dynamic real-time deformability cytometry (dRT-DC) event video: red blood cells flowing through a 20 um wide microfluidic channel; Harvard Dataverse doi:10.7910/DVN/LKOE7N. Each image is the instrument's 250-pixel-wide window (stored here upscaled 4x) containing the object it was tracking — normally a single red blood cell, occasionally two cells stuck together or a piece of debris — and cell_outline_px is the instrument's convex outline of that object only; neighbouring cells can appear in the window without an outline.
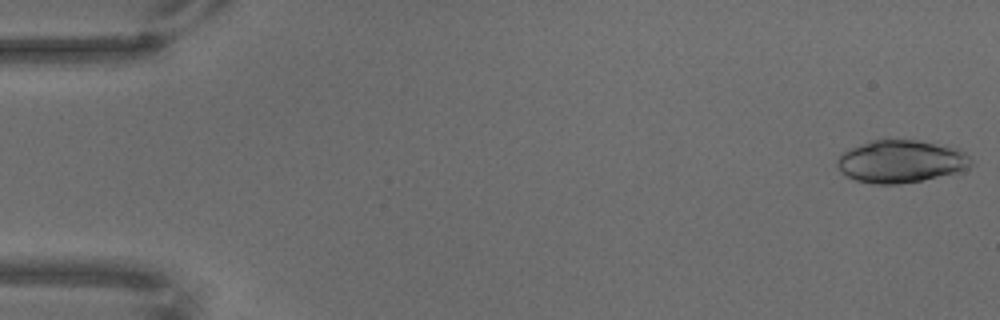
{"species": "common noctule bat (a hibernating species)", "species_latin": "Nyctalus noctula", "temperature_condition": "warm", "stored_images_in_passage": 67, "camera_frame_rate_fps": 3000, "um_per_image_px": 0.085, "animal": {"sex": "male", "body_mass_g": 18.8}, "frame": {"image": 1, "passage_image": 1, "time_ms": 0.0, "image_size_px": [1000, 320], "cell_outline_px": [[972, 164], [968, 168], [920, 180], [896, 184], [872, 184], [856, 180], [840, 172], [836, 164], [836, 160], [844, 152], [852, 148], [872, 140], [916, 140], [960, 148], [972, 160]], "centroid_in_image_um": [76.56, 13.71], "position_along_channel_um": 8.4, "area_um2": 32.71}}
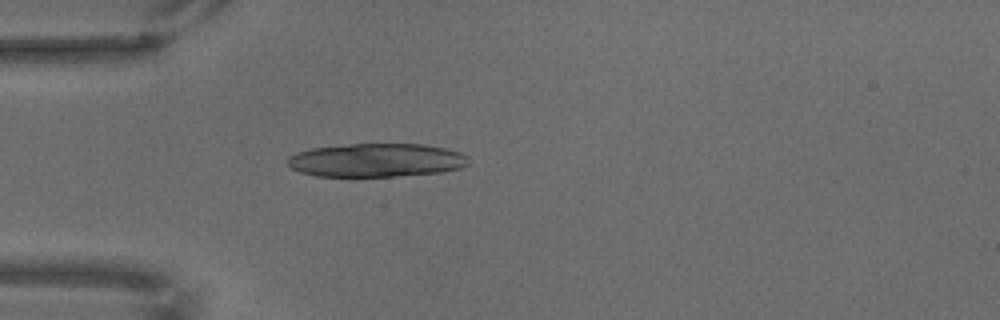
{"frame": {"image": 2, "passage_image": 19, "time_ms": 6.0, "image_size_px": [1000, 320], "cell_outline_px": [[468, 164], [464, 168], [440, 172], [396, 176], [316, 176], [300, 172], [292, 168], [288, 164], [288, 156], [296, 152], [312, 148], [352, 144], [424, 144], [444, 148], [460, 152], [468, 156]], "centroid_in_image_um": [32.01, 13.62], "position_along_channel_um": 53.0, "area_um2": 35.37}}